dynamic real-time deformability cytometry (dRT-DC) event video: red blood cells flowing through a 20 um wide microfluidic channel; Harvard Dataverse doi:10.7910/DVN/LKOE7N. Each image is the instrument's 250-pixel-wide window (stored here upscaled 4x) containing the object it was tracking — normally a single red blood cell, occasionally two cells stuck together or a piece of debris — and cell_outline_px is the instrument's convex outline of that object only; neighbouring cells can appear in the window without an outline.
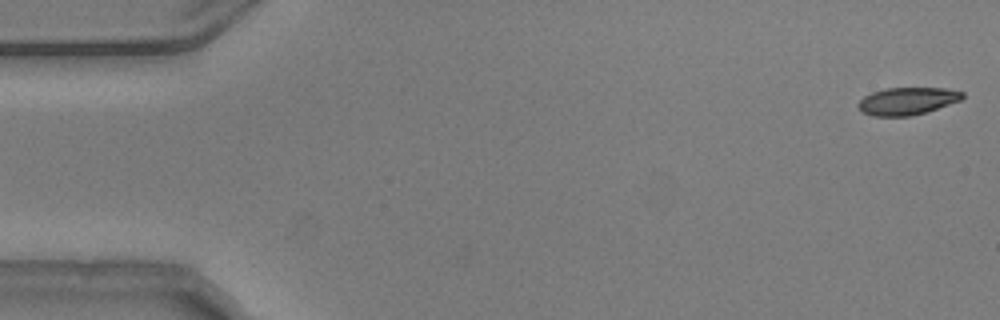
{"species": "common noctule bat (a hibernating species)", "species_latin": "Nyctalus noctula", "temperature_condition": "warm", "stored_images_in_passage": 54, "camera_frame_rate_fps": 3000, "um_per_image_px": 0.085, "animal": {"sex": "male", "body_mass_g": 20.5, "forearm_length_mm": 52.5}, "frame": {"image": 1, "passage_image": 1, "time_ms": 0.0, "image_size_px": [1000, 320], "cell_outline_px": [[964, 96], [960, 100], [924, 112], [908, 116], [872, 116], [864, 112], [856, 104], [864, 96], [872, 92], [884, 88], [948, 88], [964, 92]], "centroid_in_image_um": [77.1, 8.57], "position_along_channel_um": 7.9, "area_um2": 16.47}}
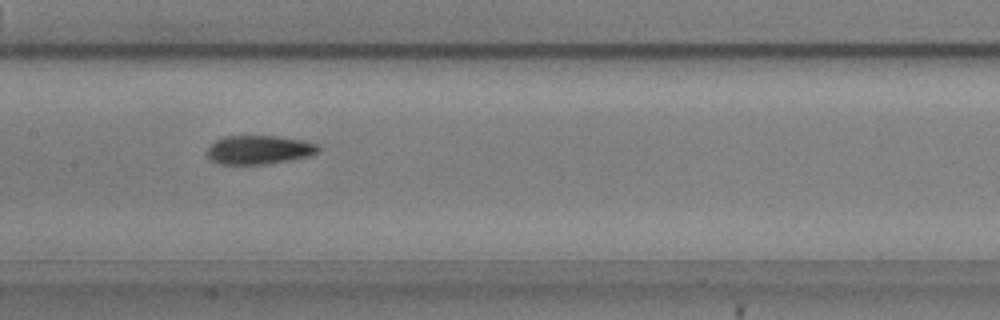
{"frame": {"image": 2, "passage_image": 26, "time_ms": 8.333, "image_size_px": [1000, 320], "cell_outline_px": [[320, 152], [308, 156], [264, 164], [220, 164], [212, 160], [208, 156], [208, 148], [216, 140], [224, 136], [276, 136], [304, 140], [316, 144], [320, 148]], "centroid_in_image_um": [22.03, 12.72], "position_along_channel_um": 185.4, "area_um2": 18.44}}
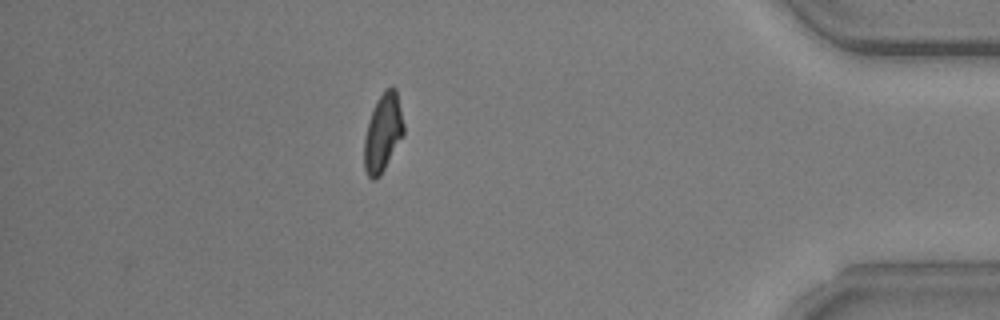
{"frame": {"image": 3, "passage_image": 47, "time_ms": 15.333, "image_size_px": [1000, 320], "cell_outline_px": [[404, 132], [380, 176], [376, 180], [372, 180], [368, 176], [364, 168], [364, 136], [376, 100], [388, 88], [396, 88], [404, 124]], "centroid_in_image_um": [32.53, 11.31], "position_along_channel_um": 402.7, "area_um2": 17.57}, "authors_computed_cell_mechanics": {"area_um2": 18.4093, "velocity_mm_per_s": 3.7458, "shape_relaxation_time_tau1_ms": 10.0684, "shape_relaxation_time_tau2_ms": 2.6305, "deformation_change_tau1": 0.2584, "deformation_change_tau2": 0.0945}}